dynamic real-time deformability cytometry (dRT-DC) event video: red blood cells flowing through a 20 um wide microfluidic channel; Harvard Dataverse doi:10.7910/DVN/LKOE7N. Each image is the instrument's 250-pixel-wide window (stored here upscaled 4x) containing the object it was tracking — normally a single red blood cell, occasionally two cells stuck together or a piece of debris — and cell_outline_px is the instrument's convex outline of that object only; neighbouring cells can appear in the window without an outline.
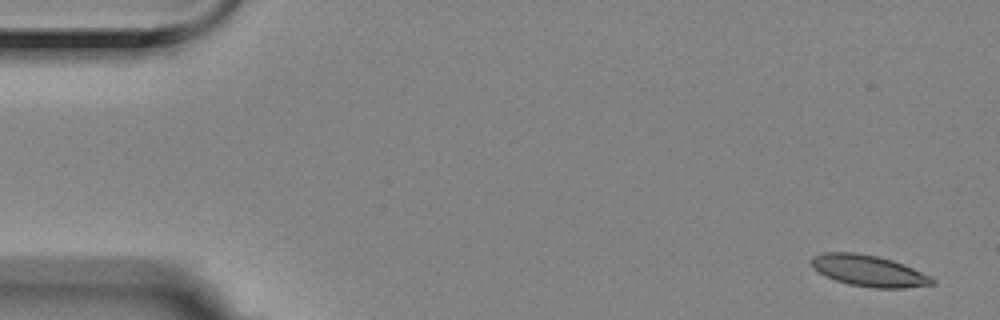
{"species": "Egyptian fruit bat (a non-hibernating species)", "species_latin": "Rousettus aegyptiacus", "temperature_condition": "room temperature", "stored_images_in_passage": 4, "camera_frame_rate_fps": 3000, "um_per_image_px": 0.085, "animal": {"sex": "female"}, "frame": {"image": 1, "passage_image": 1, "time_ms": 0.0, "image_size_px": [1000, 320], "cell_outline_px": [[936, 284], [904, 288], [872, 288], [848, 284], [824, 276], [812, 268], [812, 256], [824, 252], [856, 252], [876, 256], [892, 260], [904, 264], [932, 276], [936, 280]], "centroid_in_image_um": [73.86, 23.02], "position_along_channel_um": 11.1, "area_um2": 22.25}}